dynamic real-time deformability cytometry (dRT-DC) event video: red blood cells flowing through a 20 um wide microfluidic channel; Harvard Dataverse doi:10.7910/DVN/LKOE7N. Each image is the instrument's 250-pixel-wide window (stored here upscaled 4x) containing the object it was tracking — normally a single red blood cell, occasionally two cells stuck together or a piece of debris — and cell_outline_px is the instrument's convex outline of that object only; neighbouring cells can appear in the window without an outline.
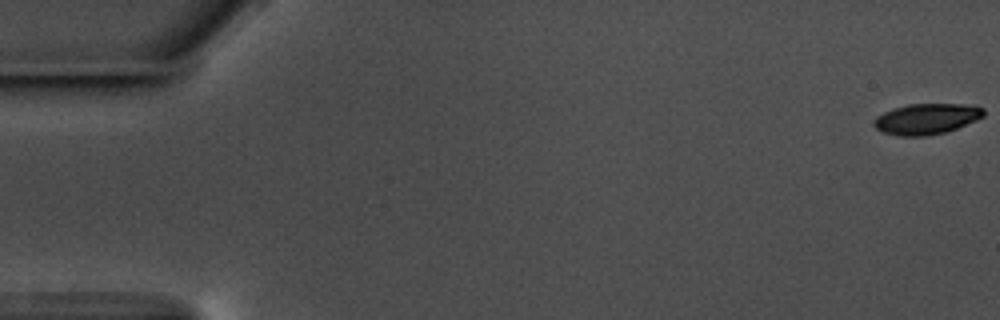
{"species": "common noctule bat (a hibernating species)", "species_latin": "Nyctalus noctula", "temperature_condition": "warm", "stored_images_in_passage": 58, "camera_frame_rate_fps": 3000, "um_per_image_px": 0.085, "animal": {"sex": "male", "body_mass_g": 17.5, "forearm_length_mm": 52.3}, "frame": {"image": 1, "passage_image": 1, "time_ms": 0.0, "image_size_px": [1000, 320], "cell_outline_px": [[984, 116], [976, 120], [948, 132], [924, 136], [896, 136], [884, 132], [876, 128], [872, 124], [872, 120], [876, 116], [892, 108], [908, 104], [976, 104], [984, 108]], "centroid_in_image_um": [78.76, 10.1], "position_along_channel_um": 6.2, "area_um2": 20.0}}
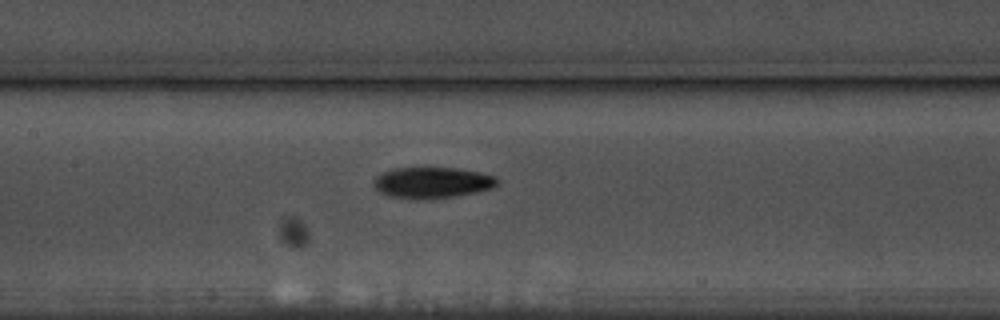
{"frame": {"image": 2, "passage_image": 28, "time_ms": 9.0, "image_size_px": [1000, 320], "cell_outline_px": [[500, 180], [492, 188], [476, 192], [456, 196], [388, 196], [380, 192], [372, 184], [372, 180], [376, 176], [384, 172], [396, 168], [456, 168], [496, 176]], "centroid_in_image_um": [36.75, 15.48], "position_along_channel_um": 170.6, "area_um2": 21.39}}
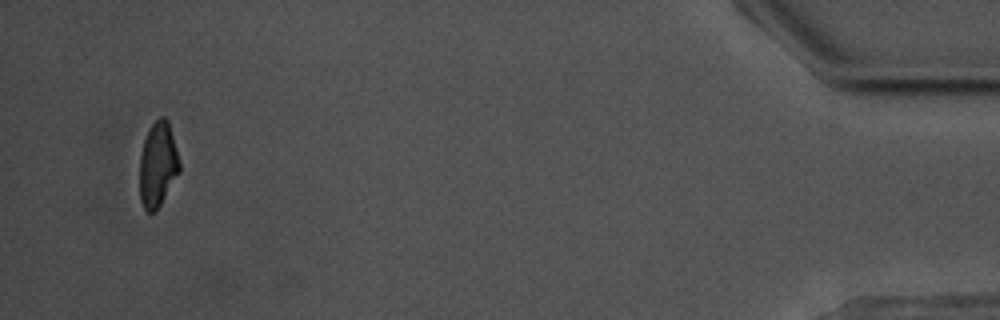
{"frame": {"image": 3, "passage_image": 56, "time_ms": 18.333, "image_size_px": [1000, 320], "cell_outline_px": [[180, 172], [160, 204], [152, 212], [148, 212], [144, 208], [140, 200], [140, 156], [144, 140], [152, 124], [160, 116], [164, 116], [168, 120], [180, 160]], "centroid_in_image_um": [13.43, 13.97], "position_along_channel_um": 421.8, "area_um2": 19.54}, "authors_computed_cell_mechanics": {"area_um2": 21.0681, "velocity_mm_per_s": 3.5603, "shape_relaxation_time_tau1_ms": 2.4628, "shape_relaxation_time_tau2_ms": null, "deformation_change_tau1": 0.1424, "deformation_change_tau2": null}}